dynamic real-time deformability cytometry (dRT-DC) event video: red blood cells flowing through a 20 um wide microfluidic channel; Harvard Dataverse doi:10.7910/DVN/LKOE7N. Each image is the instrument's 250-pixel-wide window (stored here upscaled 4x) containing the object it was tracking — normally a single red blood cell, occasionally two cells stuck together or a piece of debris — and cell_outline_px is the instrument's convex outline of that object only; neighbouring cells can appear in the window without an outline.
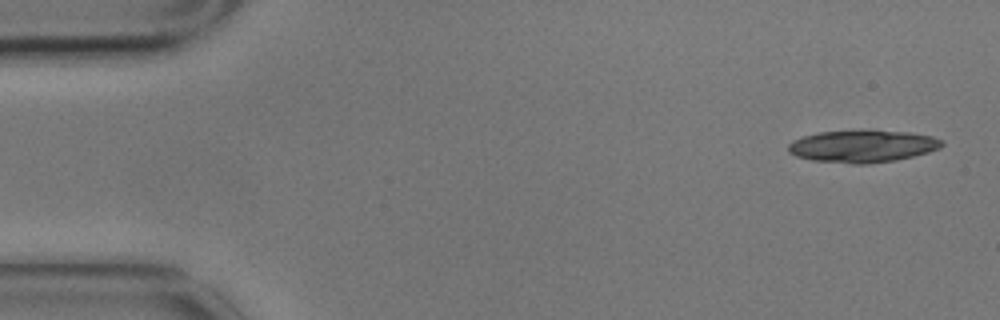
{"species": "common noctule bat (a hibernating species)", "species_latin": "Nyctalus noctula", "temperature_condition": "cold", "stored_images_in_passage": 5, "segment_of_instrument_passage": [1, 2], "camera_frame_rate_fps": 3000, "um_per_image_px": 0.085, "animal": {"sex": "male", "body_mass_g": 17.9}, "frame": {"image": 1, "passage_image": 1, "time_ms": 0.0, "image_size_px": [1000, 320], "cell_outline_px": [[944, 144], [940, 148], [928, 152], [896, 160], [868, 164], [852, 164], [812, 160], [796, 156], [788, 152], [788, 144], [792, 140], [804, 136], [820, 132], [908, 132], [932, 136], [944, 140]], "centroid_in_image_um": [73.32, 12.46], "position_along_channel_um": 11.7, "area_um2": 28.32}}